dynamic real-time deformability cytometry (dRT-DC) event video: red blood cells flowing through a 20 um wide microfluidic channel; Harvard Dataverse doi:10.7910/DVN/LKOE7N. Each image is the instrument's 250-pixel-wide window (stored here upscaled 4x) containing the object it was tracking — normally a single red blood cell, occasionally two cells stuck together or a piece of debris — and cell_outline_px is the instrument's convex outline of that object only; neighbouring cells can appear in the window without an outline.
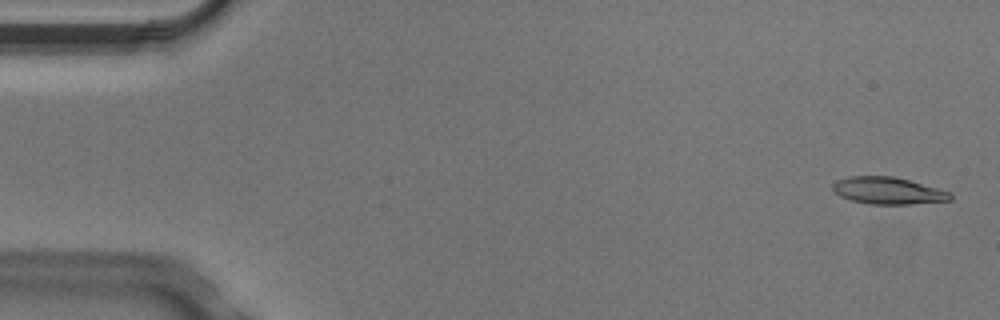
{"species": "Egyptian fruit bat (a non-hibernating species)", "species_latin": "Rousettus aegyptiacus", "temperature_condition": "cold", "stored_images_in_passage": 5, "camera_frame_rate_fps": 3000, "um_per_image_px": 0.085, "animal": {"sex": "male"}, "frame": {"image": 1, "passage_image": 1, "time_ms": 0.0, "image_size_px": [1000, 320], "cell_outline_px": [[952, 200], [912, 204], [868, 204], [852, 200], [840, 196], [832, 188], [832, 184], [836, 180], [848, 176], [892, 176], [908, 180], [952, 192]], "centroid_in_image_um": [75.48, 16.21], "position_along_channel_um": 9.5, "area_um2": 18.5}}